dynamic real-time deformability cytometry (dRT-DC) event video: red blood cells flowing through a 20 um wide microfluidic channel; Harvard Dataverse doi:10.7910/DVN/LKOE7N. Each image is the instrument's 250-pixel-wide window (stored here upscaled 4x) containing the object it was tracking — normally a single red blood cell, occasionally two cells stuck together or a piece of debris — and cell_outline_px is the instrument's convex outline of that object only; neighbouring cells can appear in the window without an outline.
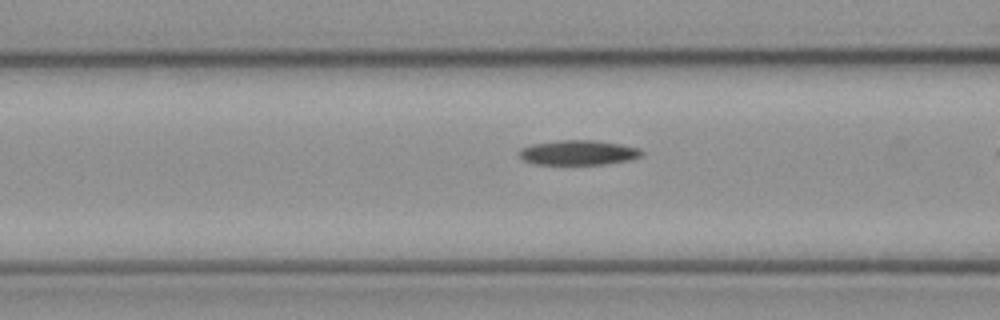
{"species": "common noctule bat (a hibernating species)", "species_latin": "Nyctalus noctula", "temperature_condition": "cold", "stored_images_in_passage": 7, "camera_frame_rate_fps": 3000, "um_per_image_px": 0.085, "animal": {"sex": "female", "body_mass_g": 21.9}, "frame": {"image": 1, "passage_image": 6, "time_ms": 1.667, "image_size_px": [1000, 320], "cell_outline_px": [[644, 152], [640, 156], [628, 160], [604, 164], [536, 164], [524, 160], [520, 156], [520, 148], [532, 144], [560, 140], [596, 140], [620, 144], [640, 148]], "centroid_in_image_um": [49.17, 12.96], "position_along_channel_um": 117.4, "area_um2": 17.57}}